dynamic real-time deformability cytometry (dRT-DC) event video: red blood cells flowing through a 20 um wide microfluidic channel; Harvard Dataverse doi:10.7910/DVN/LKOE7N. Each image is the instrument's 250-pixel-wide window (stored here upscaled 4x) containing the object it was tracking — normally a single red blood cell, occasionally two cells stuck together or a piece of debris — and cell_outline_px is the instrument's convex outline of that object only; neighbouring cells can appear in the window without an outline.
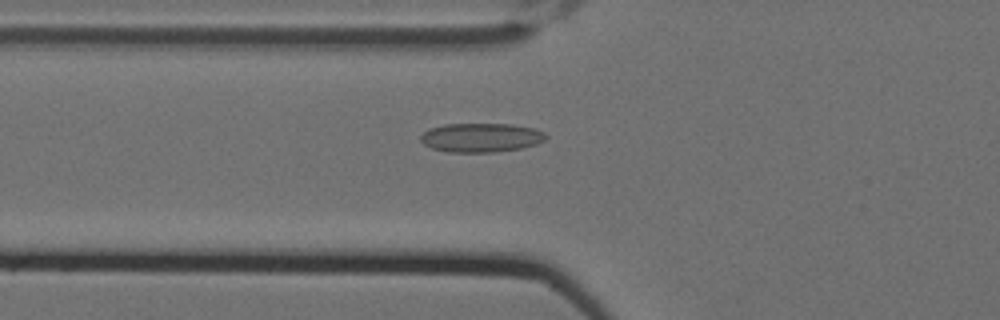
{"species": "Egyptian fruit bat (a non-hibernating species)", "species_latin": "Rousettus aegyptiacus", "temperature_condition": "cold", "stored_images_in_passage": 7, "camera_frame_rate_fps": 3000, "um_per_image_px": 0.085, "animal": {"sex": "female"}, "frame": {"image": 1, "passage_image": 7, "time_ms": 2.0, "image_size_px": [1000, 320], "cell_outline_px": [[548, 136], [544, 140], [536, 144], [520, 148], [492, 152], [448, 152], [432, 148], [424, 144], [420, 140], [420, 136], [428, 128], [444, 124], [512, 124], [536, 128], [544, 132]], "centroid_in_image_um": [40.88, 11.68], "position_along_channel_um": 84.9, "area_um2": 21.27}}